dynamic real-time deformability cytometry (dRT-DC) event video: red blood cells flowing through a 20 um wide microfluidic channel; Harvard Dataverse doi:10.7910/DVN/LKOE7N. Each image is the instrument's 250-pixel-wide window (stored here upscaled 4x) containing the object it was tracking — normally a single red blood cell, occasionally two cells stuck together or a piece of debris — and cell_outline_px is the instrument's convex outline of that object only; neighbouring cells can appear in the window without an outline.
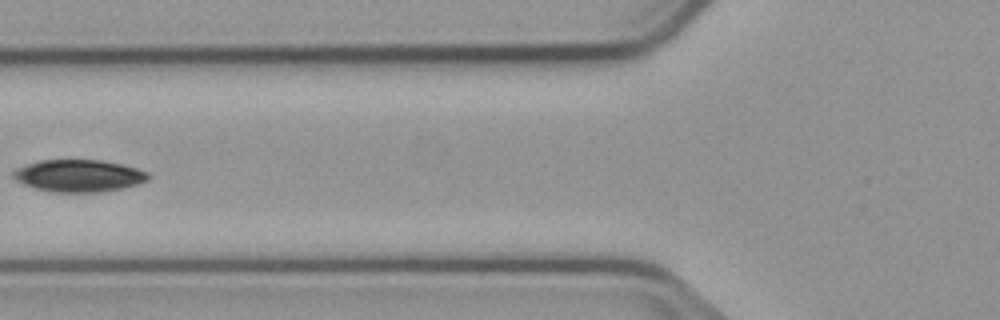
{"species": "common noctule bat (a hibernating species)", "species_latin": "Nyctalus noctula", "temperature_condition": "cold", "stored_images_in_passage": 7, "camera_frame_rate_fps": 3000, "um_per_image_px": 0.085, "animal": {"sex": "male", "body_mass_g": 23.1, "forearm_length_mm": 52.7}, "frame": {"image": 1, "passage_image": 5, "time_ms": 5.667, "image_size_px": [1000, 320], "cell_outline_px": [[152, 176], [148, 180], [124, 188], [100, 192], [48, 192], [24, 184], [16, 180], [12, 176], [12, 172], [16, 168], [24, 164], [40, 160], [104, 160], [136, 168], [148, 172]], "centroid_in_image_um": [6.69, 14.93], "position_along_channel_um": 119.1, "area_um2": 25.49}}
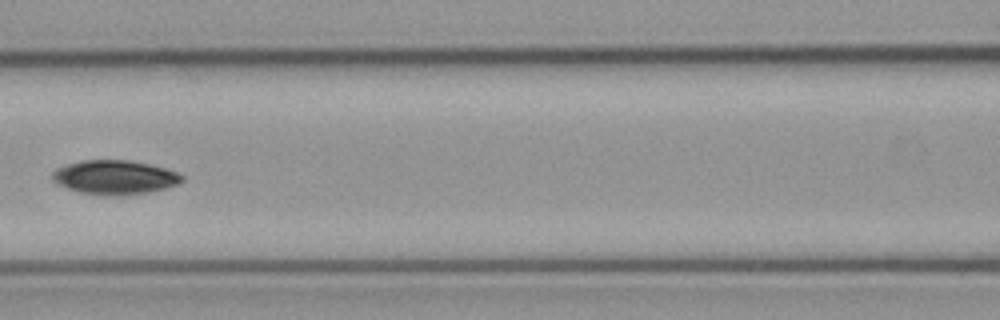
{"frame": {"image": 2, "passage_image": 6, "time_ms": 6.667, "image_size_px": [1000, 320], "cell_outline_px": [[184, 180], [176, 184], [164, 188], [148, 192], [120, 196], [104, 196], [80, 192], [56, 184], [52, 180], [52, 172], [56, 168], [80, 160], [132, 160], [152, 164], [176, 172], [184, 176]], "centroid_in_image_um": [9.73, 15.07], "position_along_channel_um": 156.9, "area_um2": 25.95}}
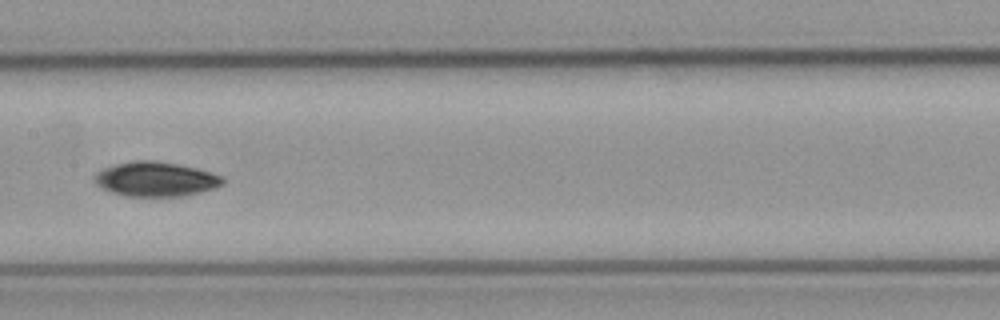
{"frame": {"image": 3, "passage_image": 7, "time_ms": 7.667, "image_size_px": [1000, 320], "cell_outline_px": [[224, 184], [188, 196], [124, 196], [112, 192], [96, 184], [96, 172], [104, 168], [116, 164], [136, 160], [152, 160], [176, 164], [196, 168], [212, 172], [224, 176]], "centroid_in_image_um": [13.28, 15.23], "position_along_channel_um": 194.1, "area_um2": 25.66}}